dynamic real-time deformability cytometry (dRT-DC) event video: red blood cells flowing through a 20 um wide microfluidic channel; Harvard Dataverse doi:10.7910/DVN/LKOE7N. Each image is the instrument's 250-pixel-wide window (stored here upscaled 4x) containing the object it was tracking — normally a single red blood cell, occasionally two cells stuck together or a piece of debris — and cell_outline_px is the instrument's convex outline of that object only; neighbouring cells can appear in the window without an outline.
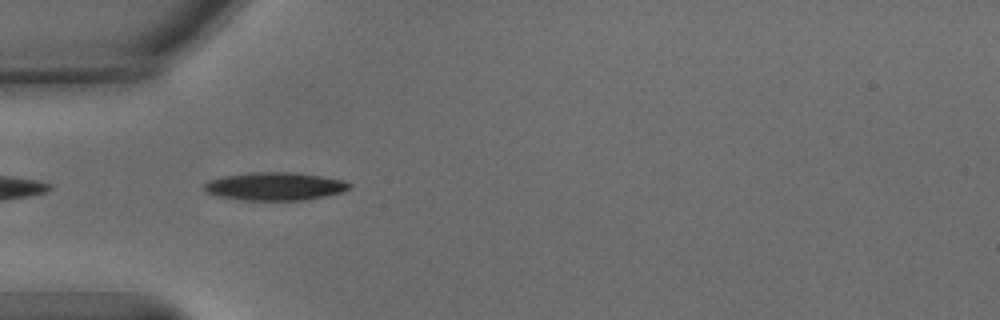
{"species": "common noctule bat (a hibernating species)", "species_latin": "Nyctalus noctula", "temperature_condition": "warm", "stored_images_in_passage": 5, "camera_frame_rate_fps": 3000, "um_per_image_px": 0.085, "animal": {"sex": "male", "body_mass_g": 15.6}, "frame": {"image": 1, "passage_image": 2, "time_ms": 0.333, "image_size_px": [1000, 320], "cell_outline_px": [[352, 188], [344, 192], [304, 200], [240, 200], [220, 196], [208, 192], [204, 188], [204, 184], [208, 180], [224, 176], [252, 172], [292, 172], [320, 176], [344, 180], [352, 184]], "centroid_in_image_um": [23.41, 15.83], "position_along_channel_um": 61.6, "area_um2": 23.7}}